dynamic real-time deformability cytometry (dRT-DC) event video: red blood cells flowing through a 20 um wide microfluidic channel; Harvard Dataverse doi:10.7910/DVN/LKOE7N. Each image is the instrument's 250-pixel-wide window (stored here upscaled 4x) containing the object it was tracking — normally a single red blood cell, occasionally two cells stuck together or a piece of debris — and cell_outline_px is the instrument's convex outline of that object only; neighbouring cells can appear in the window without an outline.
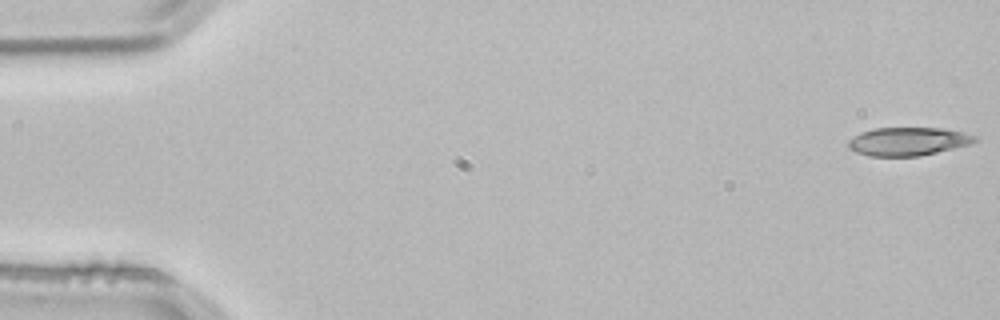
{"species": "common noctule bat (a hibernating species)", "species_latin": "Nyctalus noctula", "temperature_condition": "room temperature", "stored_images_in_passage": 53, "camera_frame_rate_fps": 3000, "um_per_image_px": 0.085, "animal": {"sex": "male", "body_mass_g": 21.5, "forearm_length_mm": 52.0}, "frame": {"image": 1, "passage_image": 1, "time_ms": 0.0, "image_size_px": [1000, 320], "cell_outline_px": [[980, 140], [972, 144], [920, 156], [868, 156], [856, 152], [848, 148], [848, 140], [860, 132], [872, 128], [944, 128], [964, 132], [976, 136]], "centroid_in_image_um": [77.21, 12.02], "position_along_channel_um": 7.8, "area_um2": 21.15}}
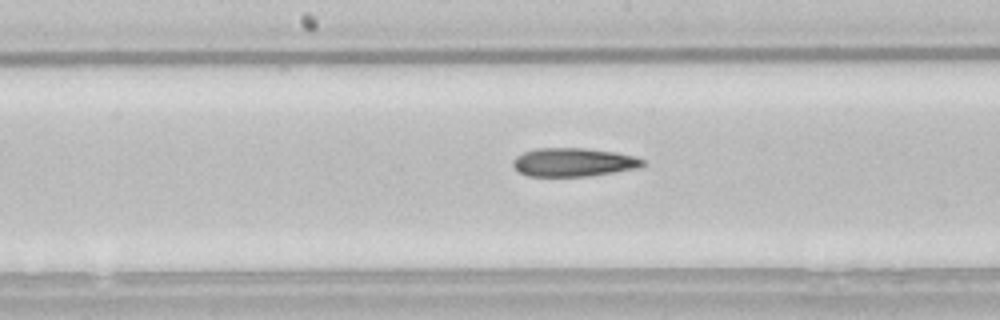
{"frame": {"image": 2, "passage_image": 27, "time_ms": 8.667, "image_size_px": [1000, 320], "cell_outline_px": [[644, 164], [640, 168], [588, 176], [528, 176], [520, 172], [512, 164], [512, 160], [516, 156], [524, 152], [536, 148], [584, 148], [616, 152], [636, 156], [644, 160]], "centroid_in_image_um": [48.76, 13.78], "position_along_channel_um": 199.4, "area_um2": 21.62}}
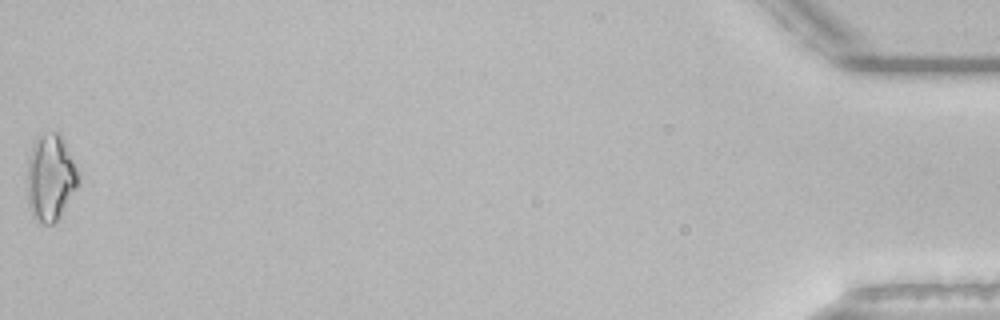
{"frame": {"image": 3, "passage_image": 53, "time_ms": 17.333, "image_size_px": [1000, 320], "cell_outline_px": [[76, 188], [60, 216], [52, 224], [44, 224], [32, 216], [28, 204], [28, 160], [32, 148], [36, 140], [44, 132], [60, 132], [64, 140], [76, 168]], "centroid_in_image_um": [4.26, 15.09], "position_along_channel_um": 430.9, "area_um2": 25.14}, "authors_computed_cell_mechanics": {"area_um2": 21.6172, "velocity_mm_per_s": 3.839, "shape_relaxation_time_tau1_ms": 8.4456, "shape_relaxation_time_tau2_ms": 8.9448, "deformation_change_tau1": 0.211, "deformation_change_tau2": 0.246}}